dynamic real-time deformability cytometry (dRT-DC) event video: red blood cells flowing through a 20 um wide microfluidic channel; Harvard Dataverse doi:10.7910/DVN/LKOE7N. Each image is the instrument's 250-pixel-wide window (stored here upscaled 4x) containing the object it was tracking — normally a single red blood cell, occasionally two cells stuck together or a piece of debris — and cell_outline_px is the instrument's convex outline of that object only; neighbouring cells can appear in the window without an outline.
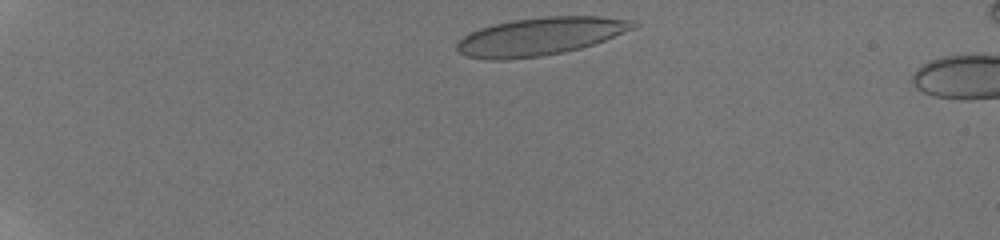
{"species": "human", "species_latin": "Homo sapiens", "temperature_condition": "room temperature", "stored_images_in_passage": 7, "camera_frame_rate_fps": 3000, "um_per_image_px": 0.085, "donor": {"sex": "male"}, "frame": {"image": 1, "passage_image": 2, "time_ms": 0.333, "image_size_px": [1000, 240], "cell_outline_px": [[640, 24], [636, 28], [604, 40], [580, 48], [564, 52], [540, 56], [508, 60], [484, 60], [464, 56], [456, 48], [456, 44], [464, 36], [480, 28], [492, 24], [512, 20], [544, 16], [600, 16], [636, 20]], "centroid_in_image_um": [45.93, 3.09], "position_along_channel_um": 39.1, "area_um2": 39.19}}